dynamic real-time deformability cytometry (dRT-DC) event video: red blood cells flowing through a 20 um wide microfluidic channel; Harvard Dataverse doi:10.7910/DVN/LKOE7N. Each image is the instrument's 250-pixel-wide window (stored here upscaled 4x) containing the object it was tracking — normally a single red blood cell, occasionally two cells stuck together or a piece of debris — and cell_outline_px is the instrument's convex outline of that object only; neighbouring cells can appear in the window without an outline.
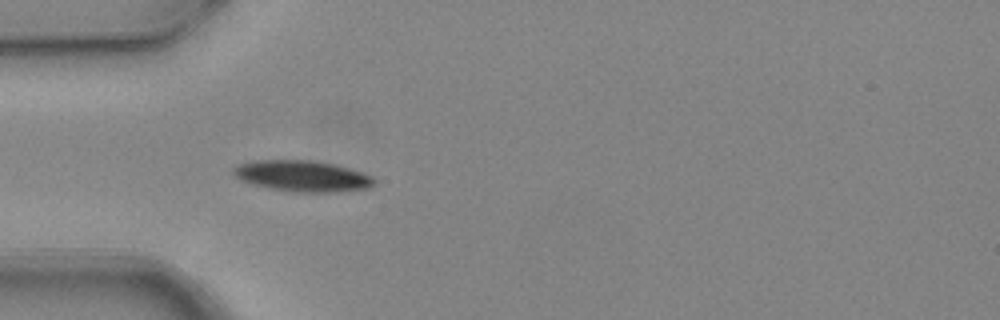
{"species": "common noctule bat (a hibernating species)", "species_latin": "Nyctalus noctula", "temperature_condition": "warm", "stored_images_in_passage": 5, "camera_frame_rate_fps": 3000, "um_per_image_px": 0.085, "animal": {"sex": "female", "body_mass_g": 24.6, "forearm_length_mm": 56.2}, "frame": {"image": 1, "passage_image": 5, "time_ms": 1.333, "image_size_px": [1000, 320], "cell_outline_px": [[376, 184], [368, 188], [336, 192], [292, 192], [268, 188], [252, 184], [240, 180], [232, 172], [232, 168], [236, 164], [252, 160], [312, 160], [336, 164], [372, 176], [376, 180]], "centroid_in_image_um": [25.67, 14.96], "position_along_channel_um": 59.3, "area_um2": 25.78}}